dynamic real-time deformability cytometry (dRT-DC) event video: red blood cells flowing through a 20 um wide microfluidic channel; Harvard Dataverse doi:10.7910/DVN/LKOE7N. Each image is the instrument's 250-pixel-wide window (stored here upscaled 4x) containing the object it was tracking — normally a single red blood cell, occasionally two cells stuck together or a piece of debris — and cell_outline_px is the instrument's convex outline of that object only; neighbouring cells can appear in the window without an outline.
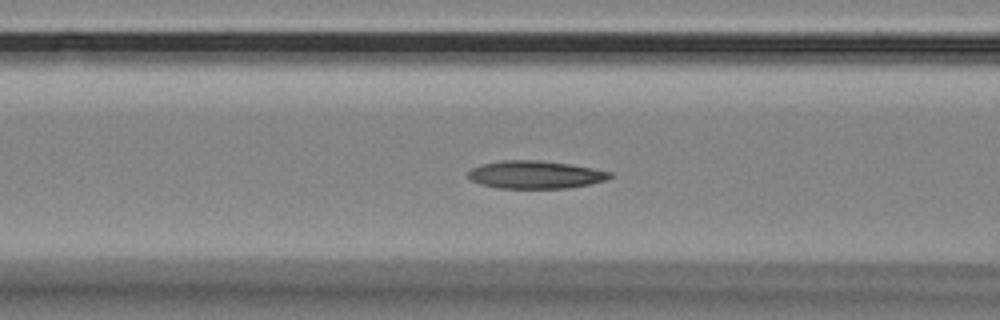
{"species": "Egyptian fruit bat (a non-hibernating species)", "species_latin": "Rousettus aegyptiacus", "temperature_condition": "room temperature", "stored_images_in_passage": 45, "camera_frame_rate_fps": 3000, "um_per_image_px": 0.085, "animal": {"sex": "female"}, "frame": {"image": 1, "passage_image": 14, "time_ms": 4.333, "image_size_px": [1000, 320], "cell_outline_px": [[612, 176], [604, 180], [588, 184], [568, 188], [496, 188], [480, 184], [472, 180], [468, 176], [468, 172], [472, 168], [480, 164], [504, 160], [540, 160], [568, 164], [592, 168], [612, 172]], "centroid_in_image_um": [45.47, 14.84], "position_along_channel_um": 121.1, "area_um2": 22.83}}
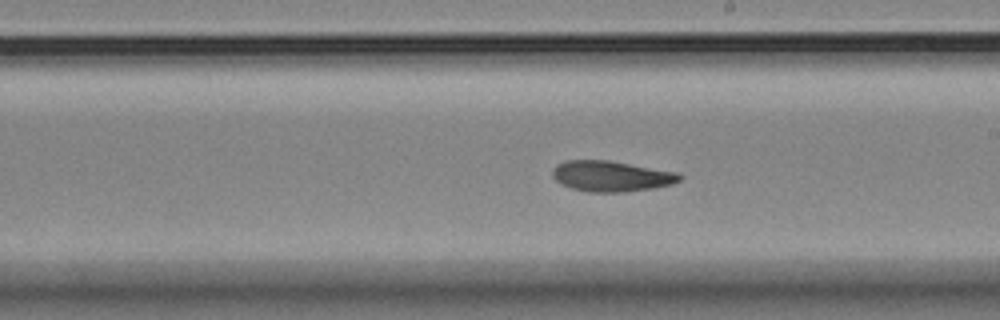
{"frame": {"image": 2, "passage_image": 24, "time_ms": 7.667, "image_size_px": [1000, 320], "cell_outline_px": [[684, 176], [680, 180], [672, 184], [652, 188], [624, 192], [588, 192], [572, 188], [560, 184], [552, 176], [552, 168], [556, 164], [568, 160], [608, 160], [676, 172]], "centroid_in_image_um": [51.92, 14.97], "position_along_channel_um": 237.1, "area_um2": 22.72}}
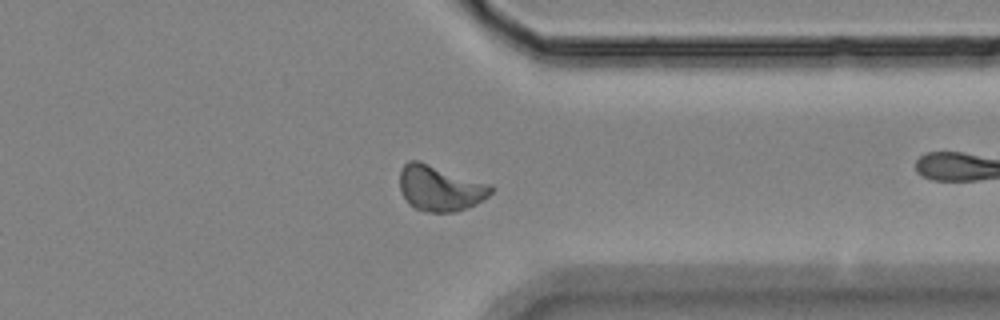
{"frame": {"image": 3, "passage_image": 36, "time_ms": 11.667, "image_size_px": [1000, 320], "cell_outline_px": [[492, 192], [484, 200], [468, 208], [456, 212], [428, 212], [416, 208], [408, 204], [400, 188], [400, 168], [408, 160], [420, 160], [492, 184]], "centroid_in_image_um": [37.42, 15.98], "position_along_channel_um": 374.0, "area_um2": 24.62}}